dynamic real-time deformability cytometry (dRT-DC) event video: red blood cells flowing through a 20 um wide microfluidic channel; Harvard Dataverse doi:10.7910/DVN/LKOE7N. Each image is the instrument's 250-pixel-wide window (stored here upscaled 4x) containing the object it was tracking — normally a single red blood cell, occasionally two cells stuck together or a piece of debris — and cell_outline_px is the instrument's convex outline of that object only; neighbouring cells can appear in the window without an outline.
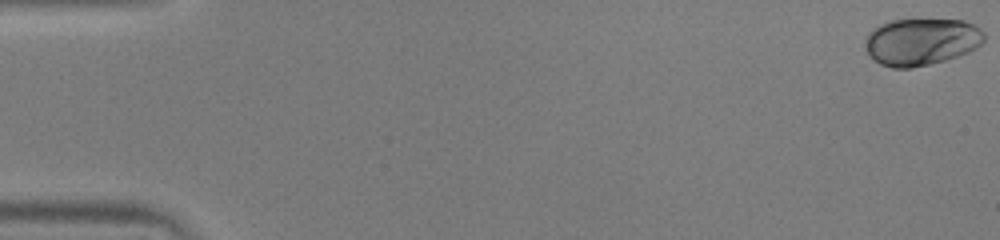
{"species": "human", "species_latin": "Homo sapiens", "temperature_condition": "warm", "stored_images_in_passage": 15, "camera_frame_rate_fps": 3000, "um_per_image_px": 0.085, "donor": {"sex": "male"}, "frame": {"image": 1, "passage_image": 1, "time_ms": 0.0, "image_size_px": [1000, 240], "cell_outline_px": [[984, 40], [976, 48], [968, 52], [944, 60], [912, 68], [892, 68], [880, 64], [868, 52], [868, 32], [872, 28], [880, 24], [892, 20], [964, 20], [980, 28], [984, 32]], "centroid_in_image_um": [78.34, 3.54], "position_along_channel_um": 6.7, "area_um2": 32.19}}